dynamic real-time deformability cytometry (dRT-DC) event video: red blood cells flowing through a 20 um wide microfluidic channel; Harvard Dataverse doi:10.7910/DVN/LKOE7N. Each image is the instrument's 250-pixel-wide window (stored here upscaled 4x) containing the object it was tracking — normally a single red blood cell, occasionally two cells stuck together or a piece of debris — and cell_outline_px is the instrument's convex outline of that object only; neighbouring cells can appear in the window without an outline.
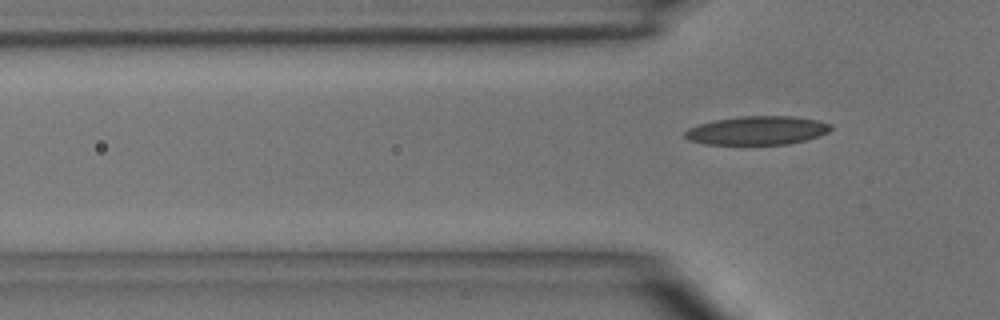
{"species": "common noctule bat (a hibernating species)", "species_latin": "Nyctalus noctula", "temperature_condition": "room temperature", "stored_images_in_passage": 6, "camera_frame_rate_fps": 3000, "um_per_image_px": 0.085, "animal": {"sex": "male", "body_mass_g": 15.6}, "frame": {"image": 1, "passage_image": 6, "time_ms": 6.333, "image_size_px": [1000, 320], "cell_outline_px": [[832, 128], [828, 132], [820, 136], [788, 144], [704, 144], [688, 140], [684, 136], [684, 132], [688, 128], [700, 124], [716, 120], [744, 116], [792, 116], [816, 120], [832, 124]], "centroid_in_image_um": [64.37, 11.09], "position_along_channel_um": 61.4, "area_um2": 24.22}}